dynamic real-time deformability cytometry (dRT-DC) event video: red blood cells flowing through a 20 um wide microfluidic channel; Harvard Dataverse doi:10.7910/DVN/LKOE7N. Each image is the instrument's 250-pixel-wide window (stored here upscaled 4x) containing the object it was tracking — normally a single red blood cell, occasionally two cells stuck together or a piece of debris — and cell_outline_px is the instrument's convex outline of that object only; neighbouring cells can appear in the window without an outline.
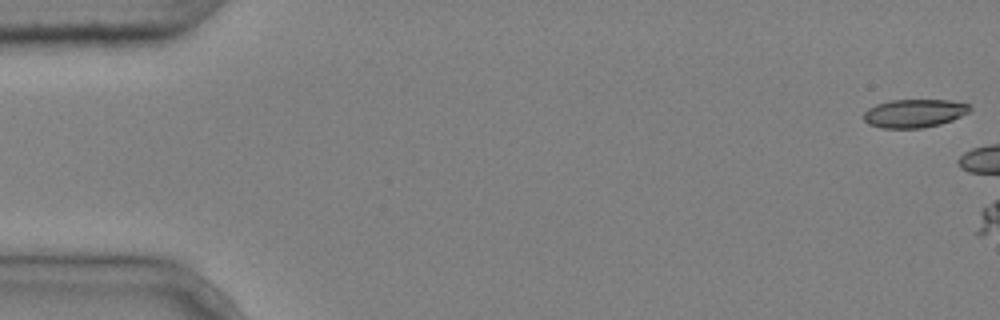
{"species": "common noctule bat (a hibernating species)", "species_latin": "Nyctalus noctula", "temperature_condition": "cold", "stored_images_in_passage": 7, "camera_frame_rate_fps": 3000, "um_per_image_px": 0.085, "animal": {"sex": "male", "body_mass_g": 20.4}, "frame": {"image": 1, "passage_image": 1, "time_ms": 0.0, "image_size_px": [1000, 320], "cell_outline_px": [[972, 108], [968, 112], [952, 120], [940, 124], [924, 128], [880, 128], [868, 124], [860, 116], [868, 108], [876, 104], [892, 100], [952, 100], [968, 104]], "centroid_in_image_um": [77.67, 9.63], "position_along_channel_um": 7.3, "area_um2": 17.69}}